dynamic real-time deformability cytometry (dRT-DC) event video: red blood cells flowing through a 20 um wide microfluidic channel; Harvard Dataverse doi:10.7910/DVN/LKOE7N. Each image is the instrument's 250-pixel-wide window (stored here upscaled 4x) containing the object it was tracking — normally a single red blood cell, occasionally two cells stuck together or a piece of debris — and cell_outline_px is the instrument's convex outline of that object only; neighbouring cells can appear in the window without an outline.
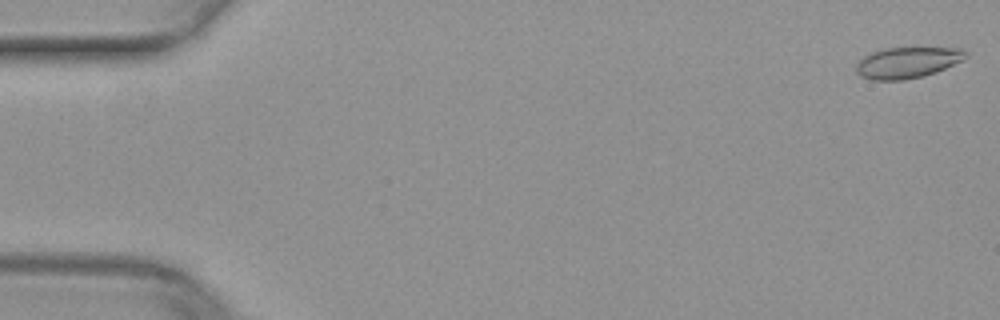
{"species": "common noctule bat (a hibernating species)", "species_latin": "Nyctalus noctula", "temperature_condition": "warm", "stored_images_in_passage": 51, "camera_frame_rate_fps": 3000, "um_per_image_px": 0.085, "animal": {"sex": "female", "body_mass_g": 29.2, "forearm_length_mm": 56.3}, "frame": {"image": 1, "passage_image": 1, "time_ms": 0.0, "image_size_px": [1000, 320], "cell_outline_px": [[968, 56], [964, 60], [936, 72], [924, 76], [904, 80], [872, 80], [860, 76], [856, 72], [856, 64], [864, 56], [872, 52], [884, 48], [964, 48], [968, 52]], "centroid_in_image_um": [77.15, 5.32], "position_along_channel_um": 7.8, "area_um2": 20.0}}
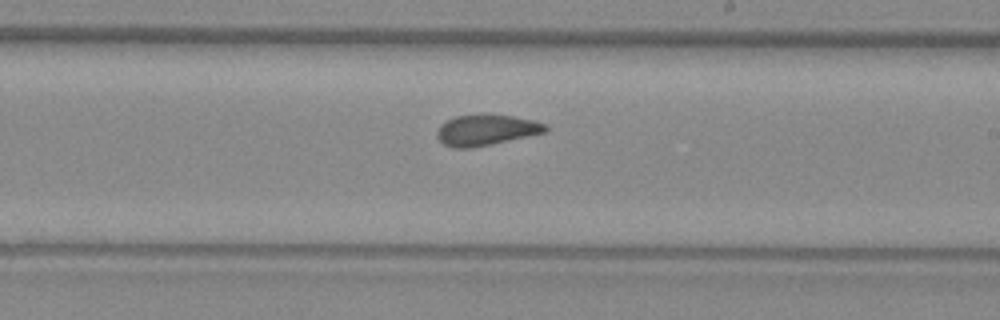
{"frame": {"image": 2, "passage_image": 30, "time_ms": 9.667, "image_size_px": [1000, 320], "cell_outline_px": [[548, 128], [544, 132], [488, 144], [468, 148], [452, 148], [444, 144], [436, 136], [436, 132], [440, 124], [456, 116], [484, 112], [512, 116], [532, 120], [544, 124]], "centroid_in_image_um": [41.25, 11.01], "position_along_channel_um": 247.8, "area_um2": 19.36}}
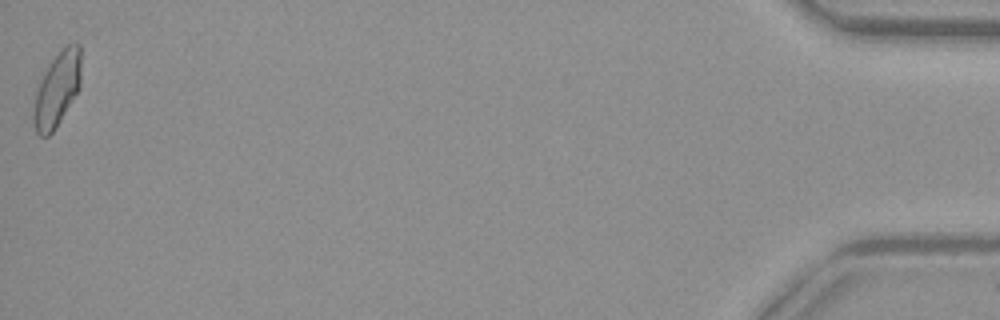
{"frame": {"image": 3, "passage_image": 51, "time_ms": 16.667, "image_size_px": [1000, 320], "cell_outline_px": [[80, 88], [60, 120], [52, 132], [48, 136], [40, 136], [36, 132], [32, 120], [32, 108], [36, 92], [40, 80], [44, 72], [52, 60], [68, 44], [80, 44]], "centroid_in_image_um": [4.82, 7.63], "position_along_channel_um": 430.4, "area_um2": 20.35}}